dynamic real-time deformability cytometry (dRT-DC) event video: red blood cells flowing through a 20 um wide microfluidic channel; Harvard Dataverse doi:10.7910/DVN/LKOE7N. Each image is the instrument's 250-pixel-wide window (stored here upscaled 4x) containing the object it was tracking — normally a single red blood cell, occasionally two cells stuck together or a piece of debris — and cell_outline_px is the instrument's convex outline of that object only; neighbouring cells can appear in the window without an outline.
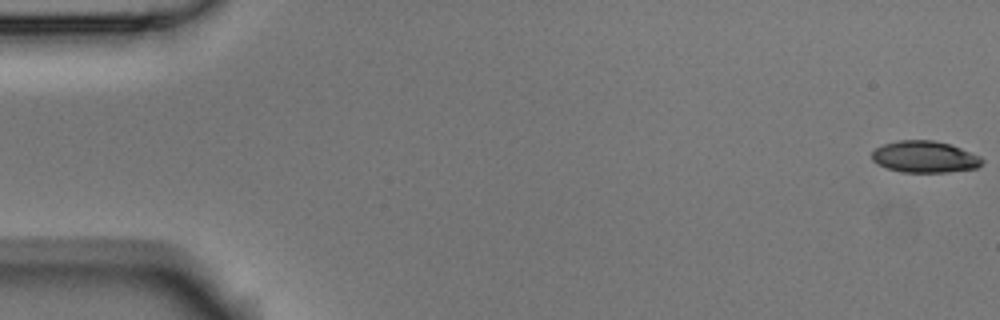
{"species": "Egyptian fruit bat (a non-hibernating species)", "species_latin": "Rousettus aegyptiacus", "temperature_condition": "room temperature", "stored_images_in_passage": 5, "camera_frame_rate_fps": 3000, "um_per_image_px": 0.085, "animal": {"sex": "male"}, "frame": {"image": 1, "passage_image": 1, "time_ms": 0.0, "image_size_px": [1000, 320], "cell_outline_px": [[984, 160], [976, 168], [948, 172], [904, 172], [888, 168], [876, 164], [872, 160], [872, 152], [876, 148], [884, 144], [900, 140], [932, 140], [952, 144], [980, 156]], "centroid_in_image_um": [78.6, 13.32], "position_along_channel_um": 6.4, "area_um2": 20.29}}
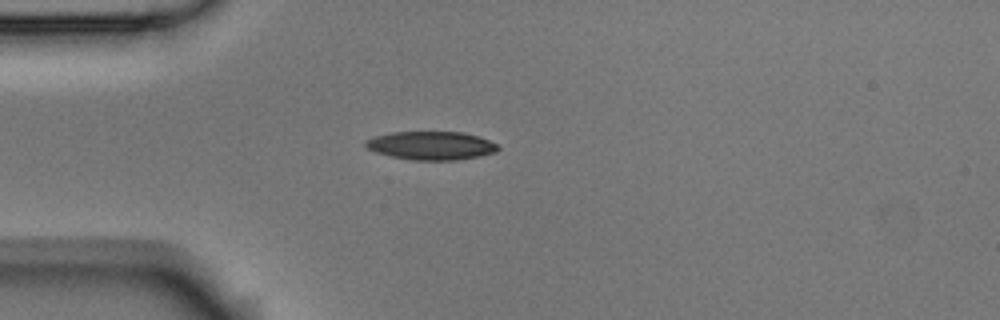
{"frame": {"image": 2, "passage_image": 5, "time_ms": 1.333, "image_size_px": [1000, 320], "cell_outline_px": [[500, 148], [496, 152], [480, 156], [456, 160], [412, 160], [392, 156], [376, 152], [368, 148], [364, 144], [364, 140], [376, 136], [392, 132], [464, 132], [488, 140], [496, 144]], "centroid_in_image_um": [36.65, 12.37], "position_along_channel_um": 48.3, "area_um2": 21.79}}